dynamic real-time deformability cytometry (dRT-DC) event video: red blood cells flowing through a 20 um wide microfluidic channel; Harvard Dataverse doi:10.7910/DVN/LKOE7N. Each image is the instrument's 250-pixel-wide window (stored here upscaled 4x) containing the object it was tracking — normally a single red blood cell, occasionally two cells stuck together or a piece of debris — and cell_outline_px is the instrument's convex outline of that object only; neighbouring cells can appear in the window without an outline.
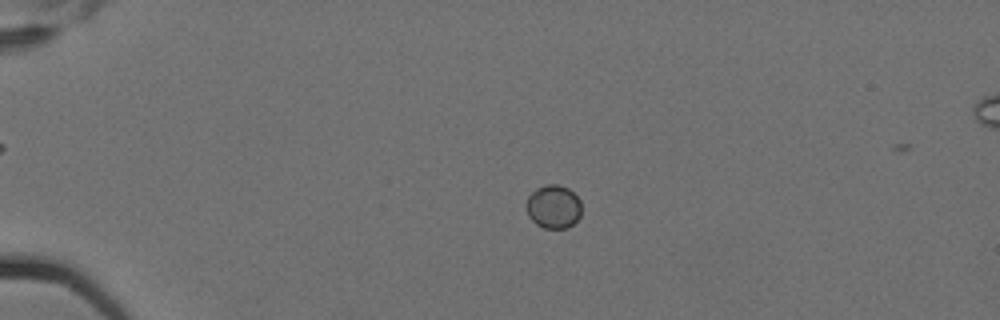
{"species": "Egyptian fruit bat (a non-hibernating species)", "species_latin": "Rousettus aegyptiacus", "temperature_condition": "cold", "stored_images_in_passage": 11, "camera_frame_rate_fps": 3000, "um_per_image_px": 0.085, "animal": {"sex": "female"}, "frame": {"image": 1, "passage_image": 3, "time_ms": 0.667, "image_size_px": [1000, 320], "cell_outline_px": [[580, 216], [568, 228], [544, 228], [536, 224], [528, 216], [524, 204], [528, 196], [536, 188], [544, 184], [556, 184], [568, 188], [580, 200]], "centroid_in_image_um": [47.0, 17.56], "position_along_channel_um": 38.0, "area_um2": 14.1}}
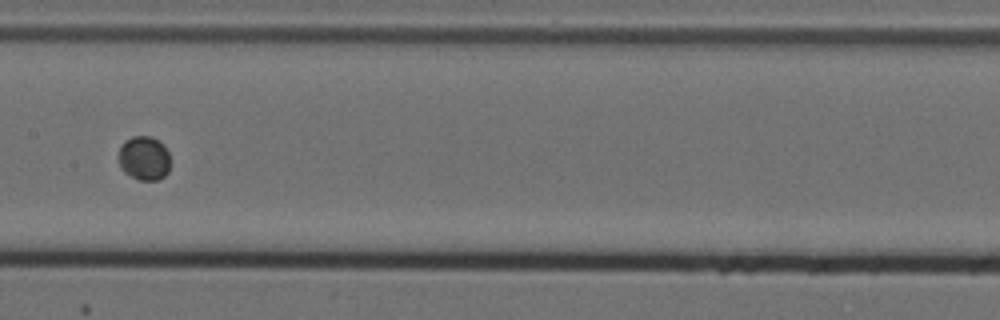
{"frame": {"image": 2, "passage_image": 8, "time_ms": 2.333, "image_size_px": [1000, 320], "cell_outline_px": [[168, 172], [164, 176], [156, 180], [140, 180], [124, 172], [120, 168], [120, 148], [124, 140], [132, 136], [152, 136], [164, 144], [168, 152]], "centroid_in_image_um": [12.25, 13.42], "position_along_channel_um": 195.2, "area_um2": 13.18}}
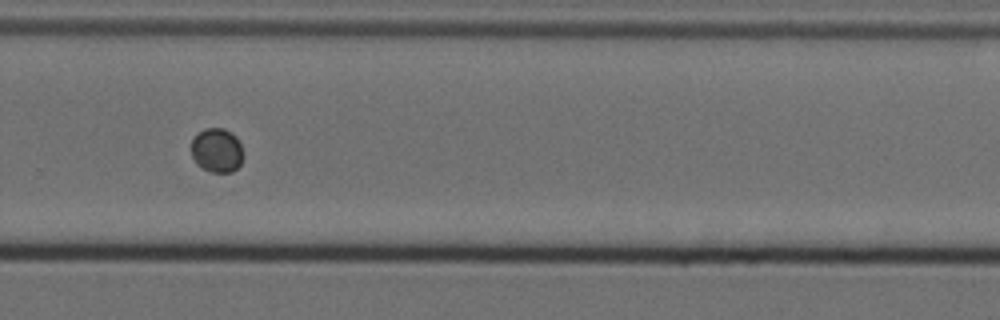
{"frame": {"image": 3, "passage_image": 11, "time_ms": 3.333, "image_size_px": [1000, 320], "cell_outline_px": [[244, 156], [240, 164], [232, 172], [212, 172], [196, 164], [192, 156], [192, 140], [204, 128], [224, 128], [236, 136], [244, 152]], "centroid_in_image_um": [18.46, 12.78], "position_along_channel_um": 311.3, "area_um2": 13.35}}